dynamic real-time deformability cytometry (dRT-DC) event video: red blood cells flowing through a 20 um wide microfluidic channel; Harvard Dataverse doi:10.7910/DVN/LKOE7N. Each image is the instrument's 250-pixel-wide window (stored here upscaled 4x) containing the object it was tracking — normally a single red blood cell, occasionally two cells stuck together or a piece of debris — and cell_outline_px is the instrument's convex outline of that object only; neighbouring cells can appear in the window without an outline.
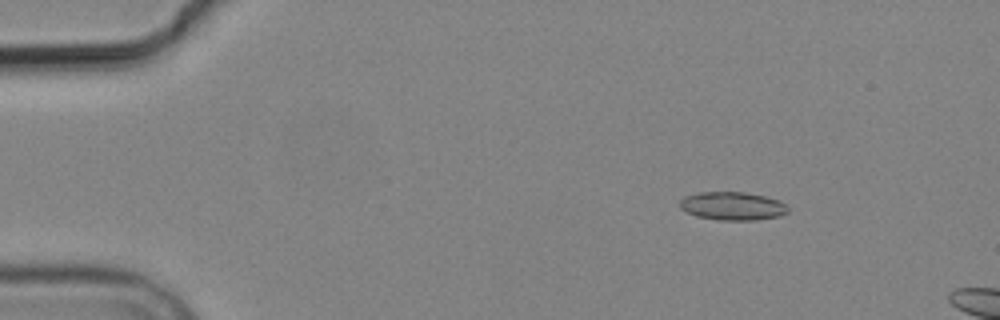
{"species": "common noctule bat (a hibernating species)", "species_latin": "Nyctalus noctula", "temperature_condition": "cold", "stored_images_in_passage": 3, "camera_frame_rate_fps": 3000, "um_per_image_px": 0.085, "animal": {"sex": "male", "body_mass_g": 19.2, "forearm_length_mm": 51.8}, "frame": {"image": 1, "passage_image": 2, "time_ms": 2.0, "image_size_px": [1000, 320], "cell_outline_px": [[788, 212], [780, 216], [756, 220], [716, 220], [696, 216], [684, 212], [680, 208], [680, 200], [684, 196], [700, 192], [744, 192], [764, 196], [780, 200], [788, 208]], "centroid_in_image_um": [62.24, 17.52], "position_along_channel_um": 22.8, "area_um2": 17.98}}